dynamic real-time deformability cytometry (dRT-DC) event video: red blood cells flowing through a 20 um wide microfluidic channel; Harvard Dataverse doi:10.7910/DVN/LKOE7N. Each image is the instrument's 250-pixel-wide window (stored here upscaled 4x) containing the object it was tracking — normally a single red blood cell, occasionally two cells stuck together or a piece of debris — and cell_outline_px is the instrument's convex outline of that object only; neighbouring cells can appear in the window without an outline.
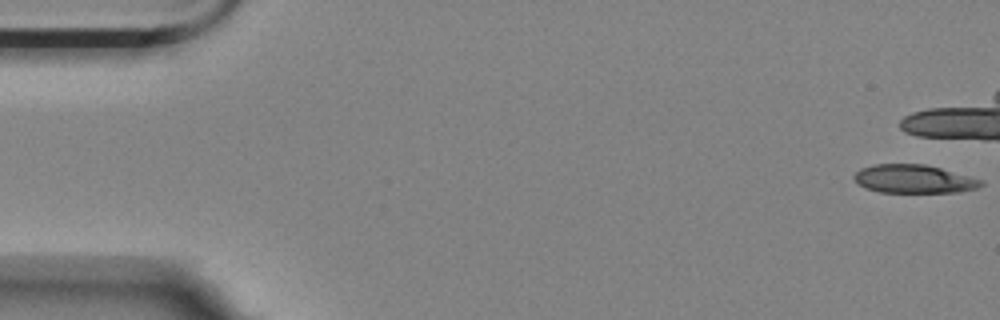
{"species": "Egyptian fruit bat (a non-hibernating species)", "species_latin": "Rousettus aegyptiacus", "temperature_condition": "room temperature", "stored_images_in_passage": 9, "camera_frame_rate_fps": 3000, "um_per_image_px": 0.085, "animal": {"sex": "female"}, "frame": {"image": 1, "passage_image": 1, "time_ms": 0.0, "image_size_px": [1000, 320], "cell_outline_px": [[984, 184], [976, 188], [956, 192], [880, 192], [868, 188], [860, 184], [852, 176], [860, 168], [872, 164], [924, 164], [940, 168], [984, 180]], "centroid_in_image_um": [77.68, 15.2], "position_along_channel_um": 7.3, "area_um2": 20.81}}